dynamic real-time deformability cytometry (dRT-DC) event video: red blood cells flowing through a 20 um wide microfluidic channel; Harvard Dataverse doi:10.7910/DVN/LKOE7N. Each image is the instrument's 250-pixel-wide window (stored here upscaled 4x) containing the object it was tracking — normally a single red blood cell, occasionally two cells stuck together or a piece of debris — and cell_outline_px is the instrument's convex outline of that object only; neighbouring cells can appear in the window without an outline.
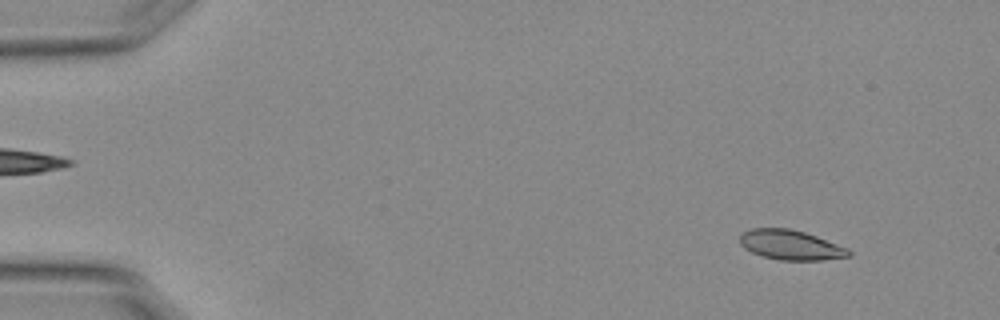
{"species": "Egyptian fruit bat (a non-hibernating species)", "species_latin": "Rousettus aegyptiacus", "temperature_condition": "warm", "stored_images_in_passage": 52, "camera_frame_rate_fps": 3000, "um_per_image_px": 0.085, "animal": {"sex": "female"}, "frame": {"image": 1, "passage_image": 3, "time_ms": 0.667, "image_size_px": [1000, 320], "cell_outline_px": [[852, 256], [820, 260], [780, 260], [764, 256], [752, 252], [744, 248], [740, 244], [740, 232], [752, 228], [788, 228], [804, 232], [816, 236], [848, 248], [852, 252]], "centroid_in_image_um": [67.2, 20.82], "position_along_channel_um": 17.8, "area_um2": 18.9}}
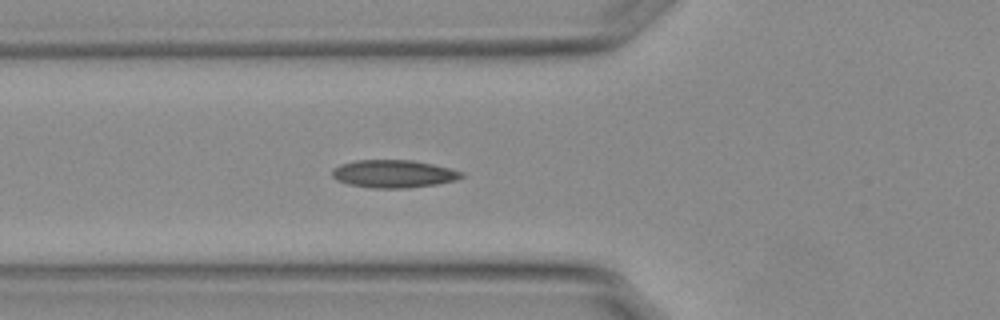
{"frame": {"image": 2, "passage_image": 18, "time_ms": 5.667, "image_size_px": [1000, 320], "cell_outline_px": [[464, 176], [456, 180], [436, 184], [408, 188], [372, 188], [348, 184], [336, 180], [332, 176], [332, 168], [340, 164], [356, 160], [412, 160], [432, 164], [464, 172]], "centroid_in_image_um": [33.43, 14.77], "position_along_channel_um": 92.4, "area_um2": 20.98}}
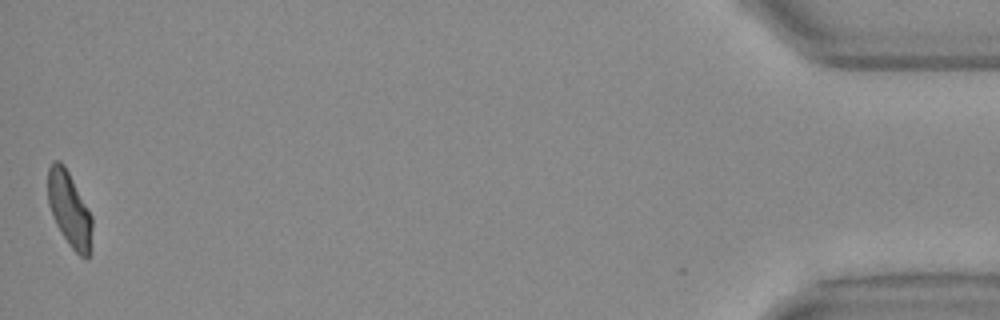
{"frame": {"image": 3, "passage_image": 52, "time_ms": 17.0, "image_size_px": [1000, 320], "cell_outline_px": [[92, 252], [88, 256], [80, 256], [68, 244], [56, 224], [52, 216], [48, 204], [48, 168], [56, 160], [60, 160], [64, 164], [92, 216]], "centroid_in_image_um": [5.91, 17.82], "position_along_channel_um": 429.3, "area_um2": 19.31}, "authors_computed_cell_mechanics": {"area_um2": 19.5942, "velocity_mm_per_s": 3.7759, "shape_relaxation_time_tau1_ms": 5.5587, "shape_relaxation_time_tau2_ms": 0.8484, "deformation_change_tau1": 0.1687, "deformation_change_tau2": 0.0664}}